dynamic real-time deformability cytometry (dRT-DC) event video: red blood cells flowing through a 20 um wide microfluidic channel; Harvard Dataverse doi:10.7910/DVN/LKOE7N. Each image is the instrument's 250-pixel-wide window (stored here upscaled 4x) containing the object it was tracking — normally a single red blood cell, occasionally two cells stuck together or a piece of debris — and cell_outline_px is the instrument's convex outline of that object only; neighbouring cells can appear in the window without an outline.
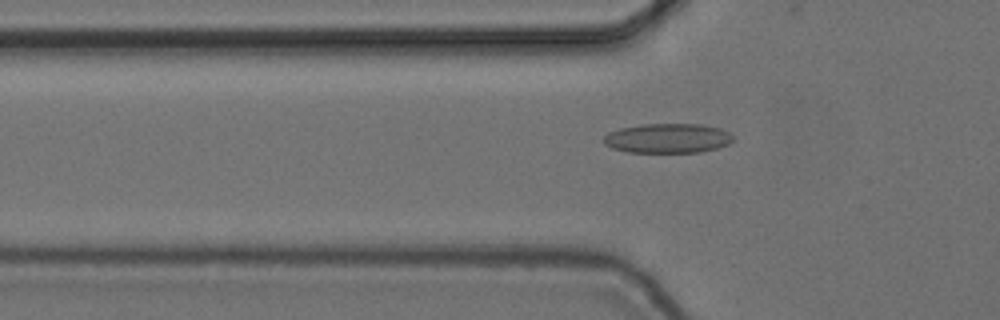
{"species": "common noctule bat (a hibernating species)", "species_latin": "Nyctalus noctula", "temperature_condition": "cold", "stored_images_in_passage": 53, "camera_frame_rate_fps": 3000, "um_per_image_px": 0.085, "animal": {"sex": "female", "body_mass_g": 24.6, "forearm_length_mm": 56.2}, "frame": {"image": 1, "passage_image": 16, "time_ms": 5.0, "image_size_px": [1000, 320], "cell_outline_px": [[732, 140], [728, 144], [716, 148], [700, 152], [628, 152], [612, 148], [604, 144], [604, 136], [608, 132], [620, 128], [640, 124], [700, 124], [720, 128], [728, 132], [732, 136]], "centroid_in_image_um": [56.72, 11.75], "position_along_channel_um": 69.1, "area_um2": 22.25}}
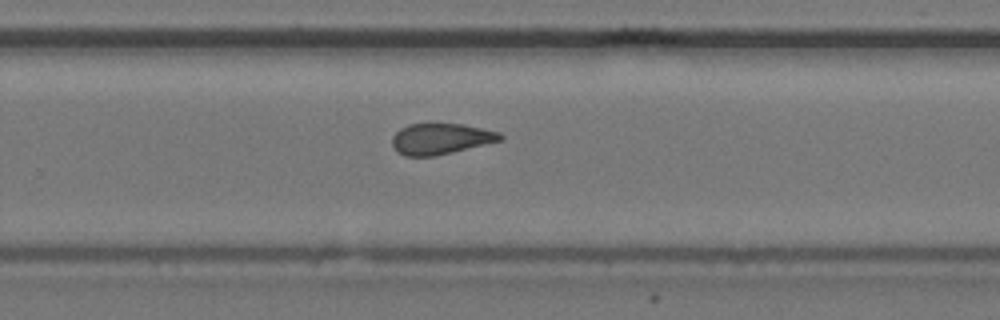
{"frame": {"image": 2, "passage_image": 34, "time_ms": 11.0, "image_size_px": [1000, 320], "cell_outline_px": [[504, 140], [436, 156], [404, 156], [396, 152], [392, 144], [392, 136], [400, 128], [408, 124], [464, 124], [500, 132], [504, 136]], "centroid_in_image_um": [37.47, 11.8], "position_along_channel_um": 292.3, "area_um2": 19.71}}
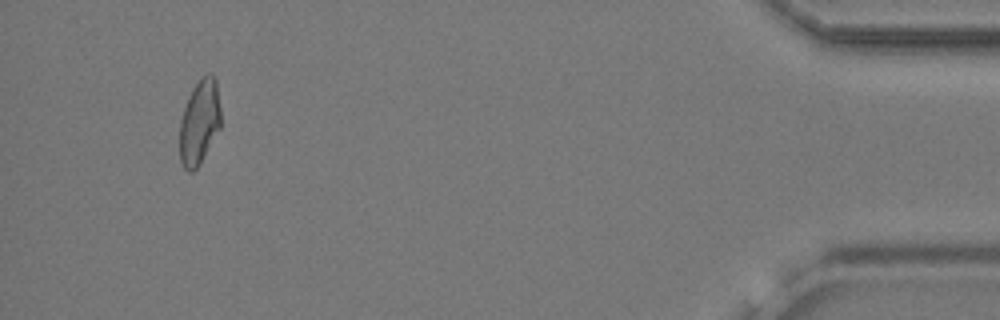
{"frame": {"image": 3, "passage_image": 50, "time_ms": 16.333, "image_size_px": [1000, 320], "cell_outline_px": [[220, 128], [200, 164], [192, 172], [188, 172], [184, 168], [180, 160], [180, 120], [184, 108], [200, 76], [208, 72], [212, 72], [216, 76], [220, 108]], "centroid_in_image_um": [16.97, 10.36], "position_along_channel_um": 418.2, "area_um2": 20.35}, "authors_computed_cell_mechanics": {"area_um2": 20.6346, "velocity_mm_per_s": 3.7186, "shape_relaxation_time_tau1_ms": null, "shape_relaxation_time_tau2_ms": 2.2896, "deformation_change_tau1": null, "deformation_change_tau2": 0.0861}}